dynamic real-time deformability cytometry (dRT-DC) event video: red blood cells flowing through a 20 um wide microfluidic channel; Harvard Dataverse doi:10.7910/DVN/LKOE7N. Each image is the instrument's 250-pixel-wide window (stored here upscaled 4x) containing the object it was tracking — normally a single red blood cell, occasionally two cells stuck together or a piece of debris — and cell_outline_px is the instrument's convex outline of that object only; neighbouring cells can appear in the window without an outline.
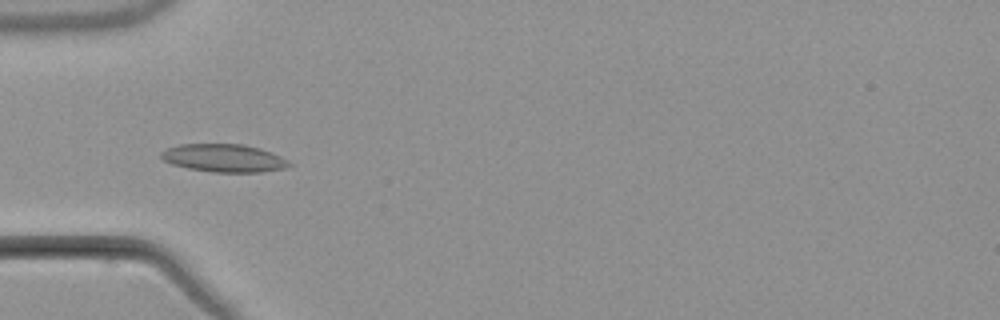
{"species": "common noctule bat (a hibernating species)", "species_latin": "Nyctalus noctula", "temperature_condition": "warm", "stored_images_in_passage": 6, "camera_frame_rate_fps": 3000, "um_per_image_px": 0.085, "animal": {"sex": "male", "body_mass_g": 21.5, "forearm_length_mm": 52.0}, "frame": {"image": 1, "passage_image": 4, "time_ms": 4.0, "image_size_px": [1000, 320], "cell_outline_px": [[292, 164], [284, 168], [260, 172], [212, 172], [188, 168], [172, 164], [164, 160], [160, 156], [160, 152], [168, 148], [180, 144], [244, 144], [260, 148], [272, 152], [288, 160]], "centroid_in_image_um": [19.04, 13.43], "position_along_channel_um": 66.0, "area_um2": 20.81}}
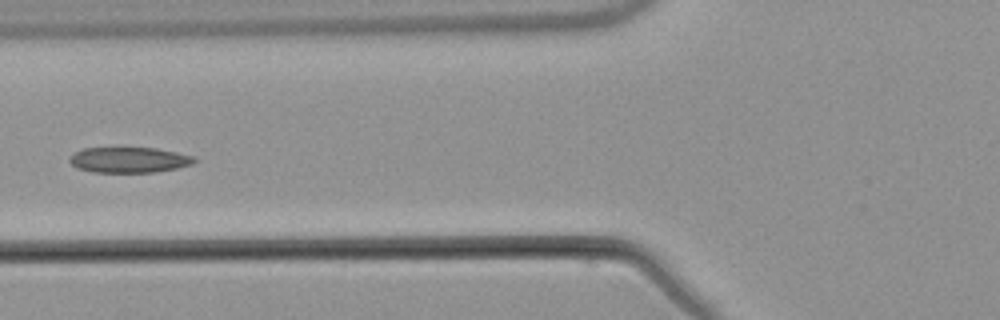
{"frame": {"image": 2, "passage_image": 5, "time_ms": 5.333, "image_size_px": [1000, 320], "cell_outline_px": [[196, 160], [192, 164], [176, 168], [156, 172], [92, 172], [76, 168], [68, 160], [76, 152], [84, 148], [116, 144], [120, 144], [156, 148], [196, 156]], "centroid_in_image_um": [10.94, 13.53], "position_along_channel_um": 114.9, "area_um2": 19.59}}
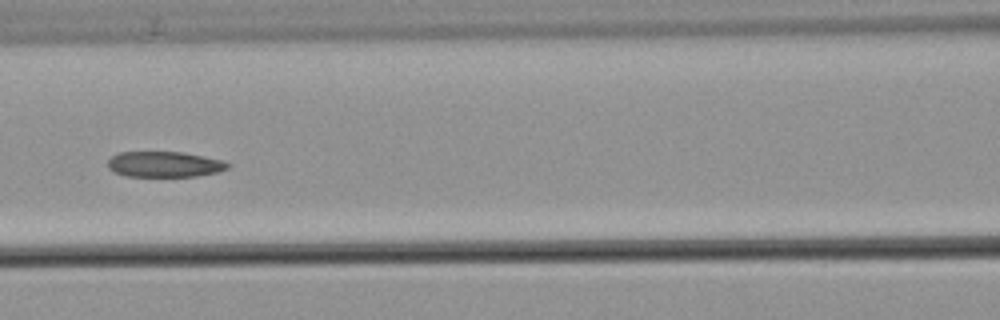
{"frame": {"image": 3, "passage_image": 6, "time_ms": 6.333, "image_size_px": [1000, 320], "cell_outline_px": [[232, 164], [228, 168], [216, 172], [196, 176], [124, 176], [108, 168], [108, 160], [112, 156], [120, 152], [184, 152], [224, 160]], "centroid_in_image_um": [14.01, 13.96], "position_along_channel_um": 152.6, "area_um2": 17.92}}